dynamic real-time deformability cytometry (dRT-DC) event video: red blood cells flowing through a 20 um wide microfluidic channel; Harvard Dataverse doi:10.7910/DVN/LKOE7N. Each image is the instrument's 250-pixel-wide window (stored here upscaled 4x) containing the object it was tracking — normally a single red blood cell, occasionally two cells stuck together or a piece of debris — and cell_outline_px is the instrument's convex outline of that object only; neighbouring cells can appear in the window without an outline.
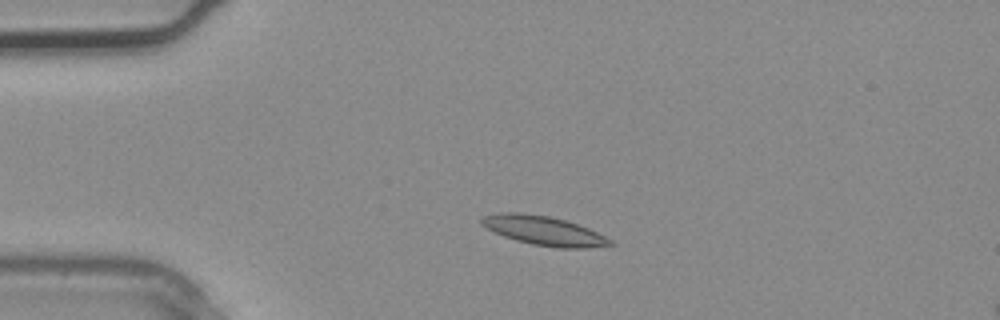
{"species": "common noctule bat (a hibernating species)", "species_latin": "Nyctalus noctula", "temperature_condition": "warm", "stored_images_in_passage": 2, "camera_frame_rate_fps": 3000, "um_per_image_px": 0.085, "animal": {"sex": "male", "body_mass_g": 20.4}, "frame": {"image": 1, "passage_image": 2, "time_ms": 0.333, "image_size_px": [1000, 320], "cell_outline_px": [[616, 244], [588, 248], [560, 248], [532, 244], [516, 240], [504, 236], [480, 224], [480, 220], [484, 216], [500, 212], [520, 212], [548, 216], [564, 220], [588, 228], [612, 240]], "centroid_in_image_um": [46.23, 19.61], "position_along_channel_um": 38.8, "area_um2": 21.62}}